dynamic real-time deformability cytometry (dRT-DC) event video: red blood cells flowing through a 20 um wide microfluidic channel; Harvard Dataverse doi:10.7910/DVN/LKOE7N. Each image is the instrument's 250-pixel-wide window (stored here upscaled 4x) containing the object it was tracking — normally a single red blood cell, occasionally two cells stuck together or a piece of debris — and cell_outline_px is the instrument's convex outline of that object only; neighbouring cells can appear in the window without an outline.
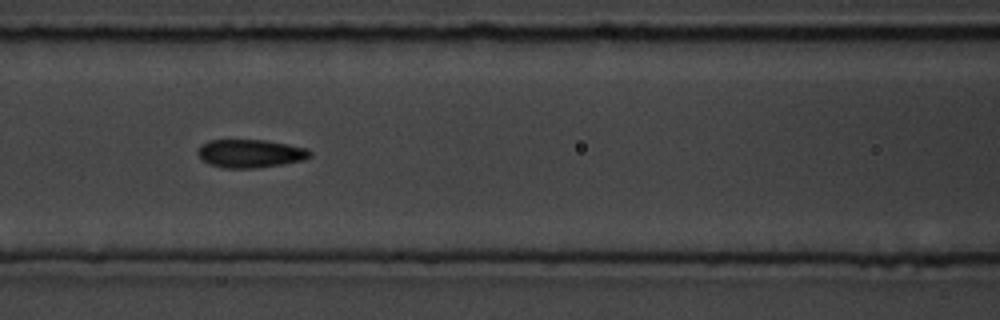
{"species": "common noctule bat (a hibernating species)", "species_latin": "Nyctalus noctula", "temperature_condition": "room temperature", "stored_images_in_passage": 41, "camera_frame_rate_fps": 3000, "um_per_image_px": 0.085, "animal": {"sex": "male", "body_mass_g": 19.5, "forearm_length_mm": 54.6}, "frame": {"image": 1, "passage_image": 18, "time_ms": 5.667, "image_size_px": [1000, 320], "cell_outline_px": [[312, 156], [304, 160], [280, 164], [252, 168], [224, 168], [208, 164], [200, 160], [196, 152], [200, 144], [208, 140], [264, 140], [288, 144], [308, 148], [312, 152]], "centroid_in_image_um": [21.23, 13.04], "position_along_channel_um": 145.4, "area_um2": 18.67}, "authors_computed_cell_mechanics": {"area_um2": 18.496, "velocity_mm_per_s": 3.6761, "shape_relaxation_time_tau1_ms": 5.6885, "shape_relaxation_time_tau2_ms": 1.0564, "deformation_change_tau1": 0.1239, "deformation_change_tau2": 0.0587}}